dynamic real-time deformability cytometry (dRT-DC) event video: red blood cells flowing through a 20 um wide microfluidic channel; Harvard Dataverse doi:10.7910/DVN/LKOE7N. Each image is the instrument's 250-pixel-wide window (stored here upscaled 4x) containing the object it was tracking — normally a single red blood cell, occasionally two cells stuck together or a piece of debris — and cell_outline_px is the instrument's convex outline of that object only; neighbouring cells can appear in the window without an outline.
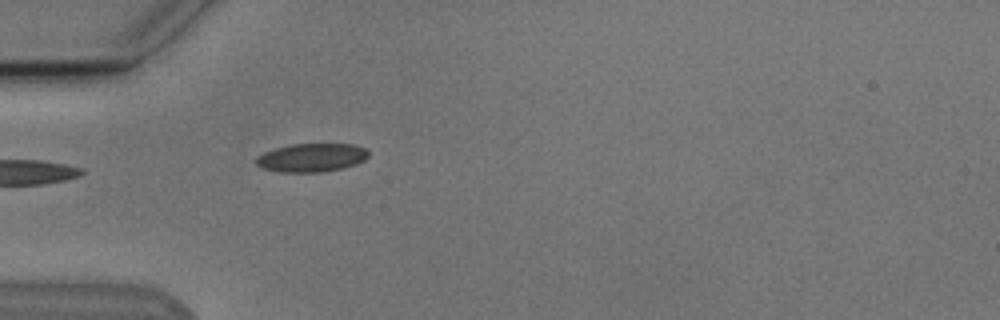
{"species": "Egyptian fruit bat (a non-hibernating species)", "species_latin": "Rousettus aegyptiacus", "temperature_condition": "cold", "stored_images_in_passage": 5, "camera_frame_rate_fps": 3000, "um_per_image_px": 0.085, "animal": {"sex": "male"}, "frame": {"image": 1, "passage_image": 5, "time_ms": 5.667, "image_size_px": [1000, 320], "cell_outline_px": [[368, 156], [364, 160], [356, 164], [344, 168], [320, 172], [280, 172], [264, 168], [256, 164], [256, 156], [264, 152], [276, 148], [292, 144], [352, 144], [364, 148], [368, 152]], "centroid_in_image_um": [26.48, 13.4], "position_along_channel_um": 58.5, "area_um2": 18.55}}